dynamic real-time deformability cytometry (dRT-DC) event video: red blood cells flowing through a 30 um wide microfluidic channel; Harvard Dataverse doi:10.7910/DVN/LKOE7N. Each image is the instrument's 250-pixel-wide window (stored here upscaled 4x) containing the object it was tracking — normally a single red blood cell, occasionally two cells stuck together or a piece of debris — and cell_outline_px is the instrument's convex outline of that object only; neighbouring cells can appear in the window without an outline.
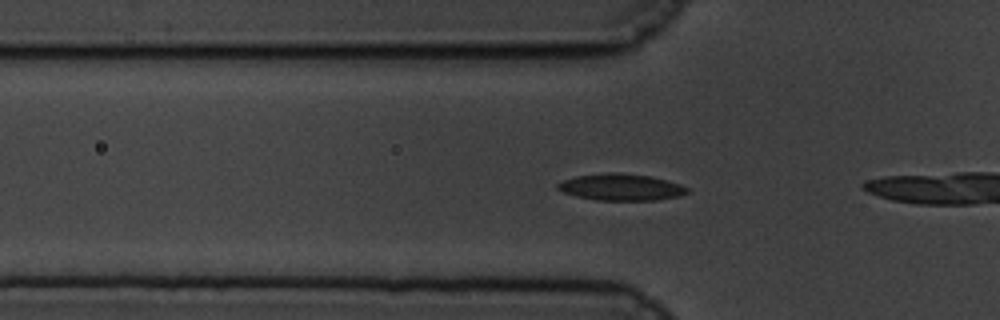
{"species": "common noctule bat (a hibernating species)", "species_latin": "Nyctalus noctula", "temperature_condition": "cold", "stored_images_in_passage": 49, "camera_frame_rate_fps": 3000, "um_per_image_px": 0.085, "animal": {"sex": "male", "body_mass_g": 19.5, "forearm_length_mm": 54.6}, "frame": {"image": 1, "passage_image": 8, "time_ms": 2.333, "image_size_px": [1000, 320], "cell_outline_px": [[688, 192], [680, 196], [656, 200], [596, 200], [576, 196], [564, 192], [556, 188], [556, 184], [564, 180], [576, 176], [608, 172], [620, 172], [652, 176], [680, 184], [688, 188]], "centroid_in_image_um": [52.79, 15.9], "position_along_channel_um": 73.0, "area_um2": 20.17}}
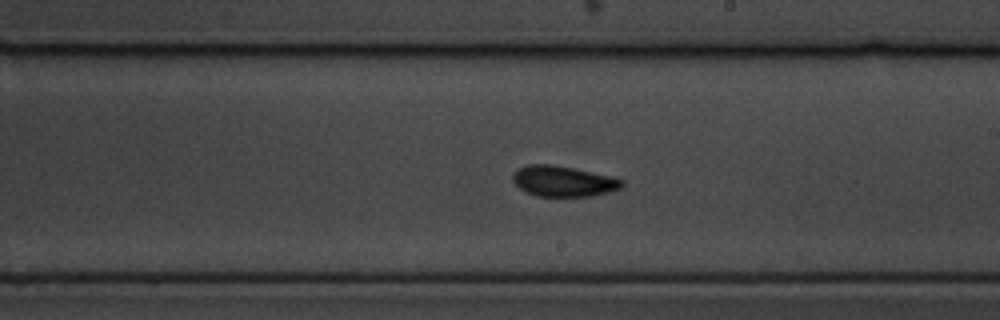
{"frame": {"image": 2, "passage_image": 23, "time_ms": 7.333, "image_size_px": [1000, 320], "cell_outline_px": [[624, 184], [620, 188], [608, 192], [592, 196], [536, 196], [524, 192], [512, 180], [512, 176], [520, 168], [528, 164], [552, 164], [612, 176], [624, 180]], "centroid_in_image_um": [47.88, 15.41], "position_along_channel_um": 241.1, "area_um2": 19.42}}
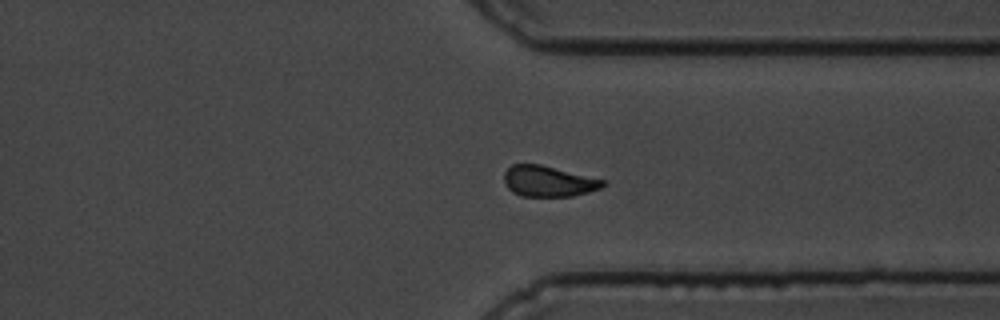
{"frame": {"image": 3, "passage_image": 34, "time_ms": 11.0, "image_size_px": [1000, 320], "cell_outline_px": [[608, 184], [600, 188], [588, 192], [572, 196], [520, 196], [512, 192], [504, 184], [504, 172], [512, 164], [540, 164], [608, 180]], "centroid_in_image_um": [46.64, 15.4], "position_along_channel_um": 364.8, "area_um2": 17.98}, "authors_computed_cell_mechanics": {"area_um2": 18.9584, "velocity_mm_per_s": 3.3654, "shape_relaxation_time_tau1_ms": 5.5857, "shape_relaxation_time_tau2_ms": 3.006, "deformation_change_tau1": 0.1542, "deformation_change_tau2": 0.0734}}